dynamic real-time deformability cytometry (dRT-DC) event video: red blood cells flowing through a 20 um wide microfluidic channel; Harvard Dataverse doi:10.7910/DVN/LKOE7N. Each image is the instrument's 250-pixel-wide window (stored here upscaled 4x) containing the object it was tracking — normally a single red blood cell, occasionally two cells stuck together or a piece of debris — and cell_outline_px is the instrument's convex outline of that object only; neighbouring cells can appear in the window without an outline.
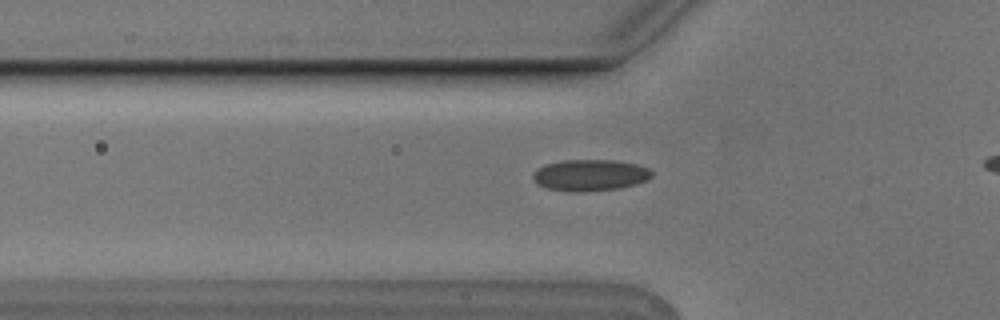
{"species": "Egyptian fruit bat (a non-hibernating species)", "species_latin": "Rousettus aegyptiacus", "temperature_condition": "cold", "stored_images_in_passage": 33, "camera_frame_rate_fps": 3000, "um_per_image_px": 0.085, "animal": {"sex": "male"}, "frame": {"image": 1, "passage_image": 4, "time_ms": 1.0, "image_size_px": [1000, 320], "cell_outline_px": [[652, 176], [648, 180], [636, 184], [620, 188], [580, 192], [568, 192], [548, 188], [540, 184], [532, 176], [540, 168], [548, 164], [564, 160], [612, 160], [636, 164], [648, 168], [652, 172]], "centroid_in_image_um": [50.22, 14.89], "position_along_channel_um": 75.6, "area_um2": 21.44}}
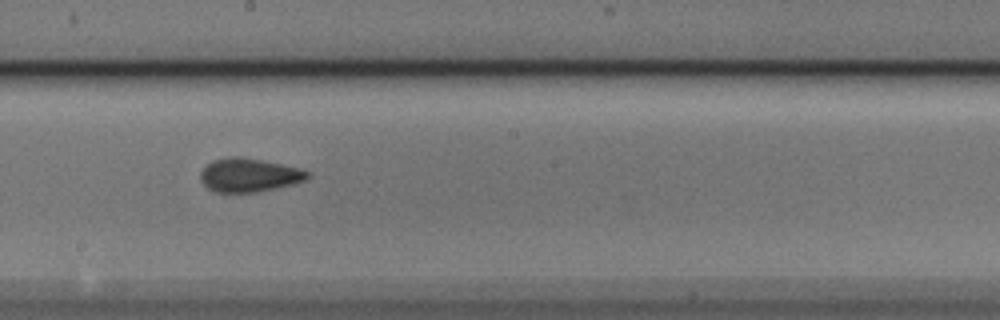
{"frame": {"image": 2, "passage_image": 16, "time_ms": 5.0, "image_size_px": [1000, 320], "cell_outline_px": [[312, 176], [304, 180], [292, 184], [256, 192], [216, 192], [208, 188], [200, 180], [200, 172], [212, 160], [232, 156], [240, 156], [280, 164], [296, 168], [308, 172]], "centroid_in_image_um": [21.13, 14.88], "position_along_channel_um": 227.1, "area_um2": 20.63}}
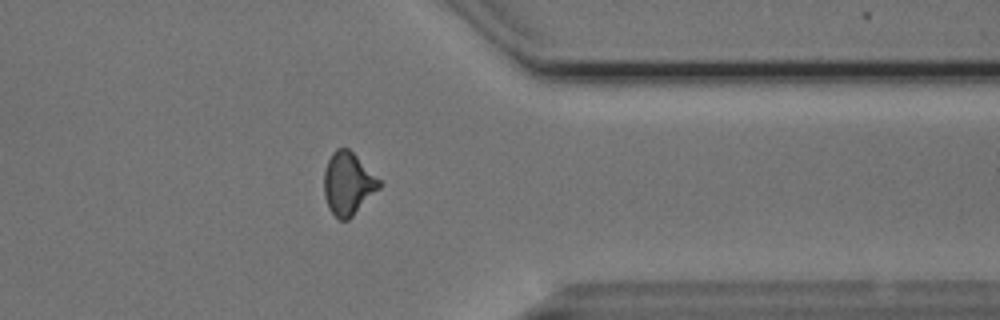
{"frame": {"image": 3, "passage_image": 29, "time_ms": 9.333, "image_size_px": [1000, 320], "cell_outline_px": [[384, 184], [348, 220], [340, 220], [328, 208], [324, 196], [324, 168], [332, 152], [336, 148], [348, 148]], "centroid_in_image_um": [29.57, 15.6], "position_along_channel_um": 381.8, "area_um2": 20.06}}